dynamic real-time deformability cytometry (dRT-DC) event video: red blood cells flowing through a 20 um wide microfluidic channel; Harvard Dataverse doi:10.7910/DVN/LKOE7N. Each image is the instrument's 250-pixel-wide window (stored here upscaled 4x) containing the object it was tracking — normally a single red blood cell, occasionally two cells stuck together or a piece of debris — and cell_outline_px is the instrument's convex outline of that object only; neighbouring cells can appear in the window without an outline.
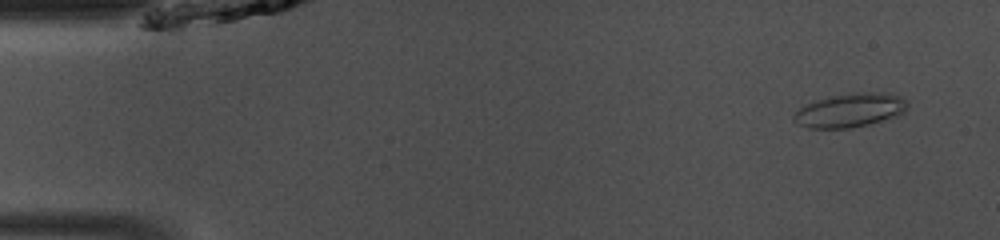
{"species": "common noctule bat (a hibernating species)", "species_latin": "Nyctalus noctula", "temperature_condition": "room temperature", "stored_images_in_passage": 47, "camera_frame_rate_fps": 3000, "um_per_image_px": 0.085, "animal": {"sex": "male", "body_mass_g": 13.0, "forearm_length_mm": 53.1}, "frame": {"image": 1, "passage_image": 3, "time_ms": 0.667, "image_size_px": [1000, 240], "cell_outline_px": [[908, 108], [900, 116], [868, 124], [848, 128], [808, 128], [796, 124], [792, 120], [792, 116], [804, 104], [832, 96], [860, 92], [872, 92], [900, 96], [908, 104]], "centroid_in_image_um": [72.24, 9.39], "position_along_channel_um": 12.8, "area_um2": 22.31}}
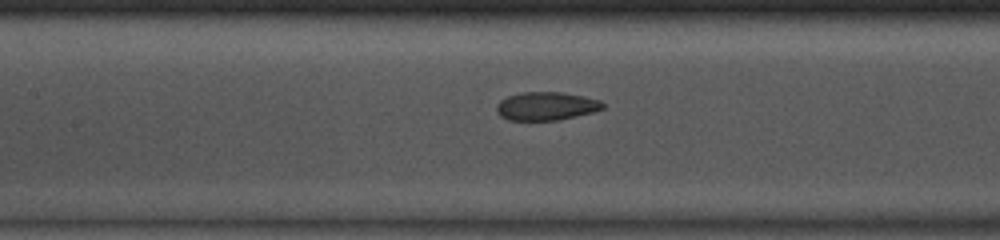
{"frame": {"image": 2, "passage_image": 21, "time_ms": 6.667, "image_size_px": [1000, 240], "cell_outline_px": [[604, 108], [592, 112], [576, 116], [556, 120], [508, 120], [500, 116], [496, 108], [500, 100], [508, 96], [520, 92], [564, 92], [584, 96], [600, 100], [604, 104]], "centroid_in_image_um": [46.43, 9.01], "position_along_channel_um": 161.0, "area_um2": 17.51}}
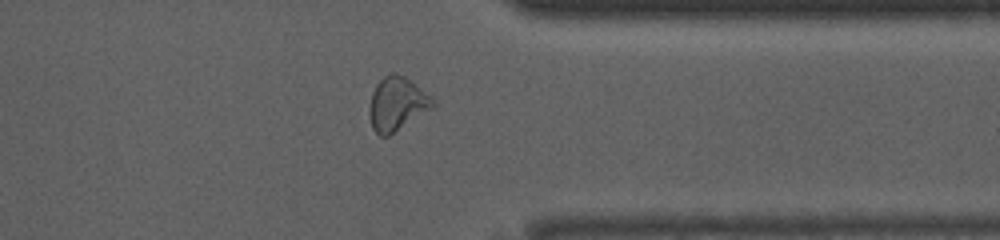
{"frame": {"image": 3, "passage_image": 37, "time_ms": 12.0, "image_size_px": [1000, 240], "cell_outline_px": [[436, 104], [432, 108], [388, 136], [380, 136], [372, 128], [372, 92], [376, 84], [384, 76], [392, 72], [404, 76], [432, 96]], "centroid_in_image_um": [33.79, 8.81], "position_along_channel_um": 377.6, "area_um2": 19.19}, "authors_computed_cell_mechanics": {"area_um2": 19.5942, "velocity_mm_per_s": 4.1458, "shape_relaxation_time_tau1_ms": null, "shape_relaxation_time_tau2_ms": 1.6747, "deformation_change_tau1": null, "deformation_change_tau2": 0.0753}}